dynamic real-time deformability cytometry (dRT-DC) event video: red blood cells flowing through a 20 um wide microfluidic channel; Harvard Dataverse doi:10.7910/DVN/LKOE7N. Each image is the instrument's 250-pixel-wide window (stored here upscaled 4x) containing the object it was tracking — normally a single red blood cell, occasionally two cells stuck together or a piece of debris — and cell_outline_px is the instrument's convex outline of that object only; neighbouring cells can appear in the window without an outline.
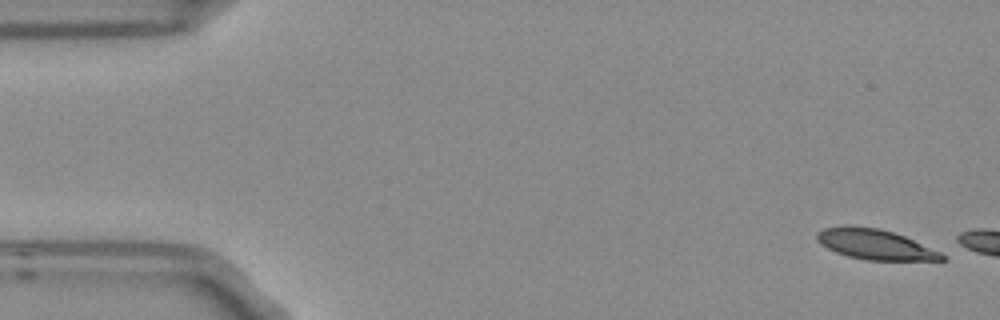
{"species": "Egyptian fruit bat (a non-hibernating species)", "species_latin": "Rousettus aegyptiacus", "temperature_condition": "room temperature", "stored_images_in_passage": 4, "camera_frame_rate_fps": 3000, "um_per_image_px": 0.085, "frame": {"image": 1, "passage_image": 1, "time_ms": 0.0, "image_size_px": [1000, 320], "cell_outline_px": [[944, 260], [868, 260], [848, 256], [836, 252], [820, 244], [816, 240], [816, 236], [824, 228], [848, 224], [880, 228], [904, 236], [940, 252], [944, 256]], "centroid_in_image_um": [74.33, 20.75], "position_along_channel_um": 10.7, "area_um2": 21.85}}